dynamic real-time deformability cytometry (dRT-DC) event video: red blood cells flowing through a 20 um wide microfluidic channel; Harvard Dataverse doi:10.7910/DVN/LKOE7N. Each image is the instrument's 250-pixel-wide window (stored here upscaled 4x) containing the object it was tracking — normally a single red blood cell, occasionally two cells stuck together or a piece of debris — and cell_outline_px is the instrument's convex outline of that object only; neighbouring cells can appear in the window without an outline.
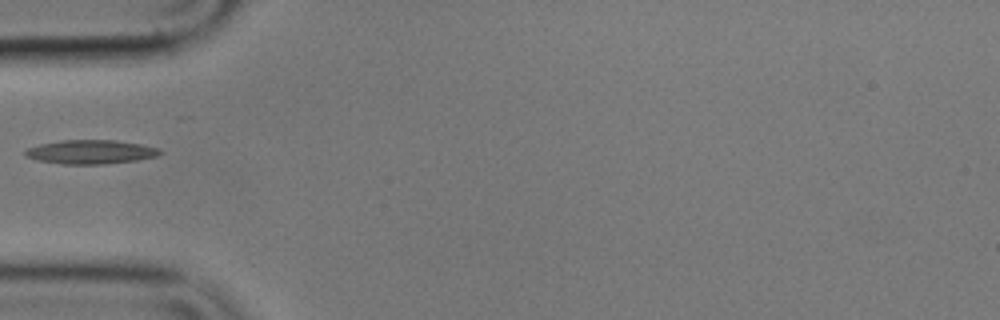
{"species": "common noctule bat (a hibernating species)", "species_latin": "Nyctalus noctula", "temperature_condition": "cold", "stored_images_in_passage": 10, "camera_frame_rate_fps": 3000, "um_per_image_px": 0.085, "animal": {"sex": "male", "body_mass_g": 17.9}, "frame": {"image": 1, "passage_image": 1, "time_ms": 0.0, "image_size_px": [1000, 320], "cell_outline_px": [[164, 152], [156, 156], [136, 160], [104, 164], [64, 164], [40, 160], [24, 156], [24, 152], [28, 148], [40, 144], [60, 140], [116, 140], [140, 144], [160, 148]], "centroid_in_image_um": [7.73, 12.9], "position_along_channel_um": 77.3, "area_um2": 18.73}}